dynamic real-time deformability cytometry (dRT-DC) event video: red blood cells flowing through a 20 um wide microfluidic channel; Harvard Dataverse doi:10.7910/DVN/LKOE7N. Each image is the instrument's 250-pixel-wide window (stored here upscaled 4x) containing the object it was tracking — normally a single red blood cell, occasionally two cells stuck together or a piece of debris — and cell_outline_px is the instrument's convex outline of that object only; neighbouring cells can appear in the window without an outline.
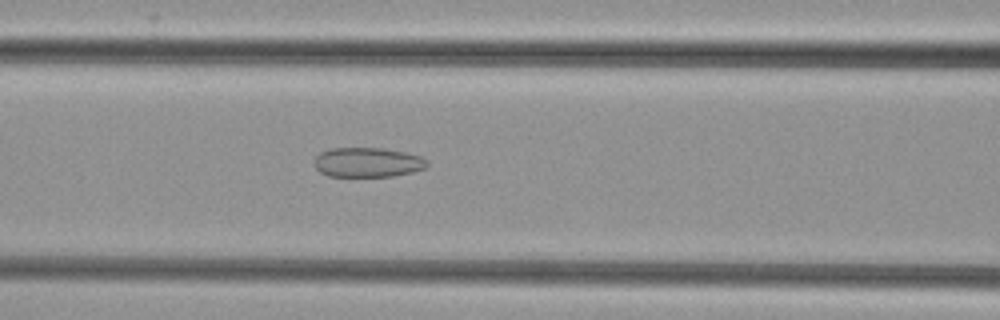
{"species": "common noctule bat (a hibernating species)", "species_latin": "Nyctalus noctula", "temperature_condition": "cold", "stored_images_in_passage": 46, "camera_frame_rate_fps": 3000, "um_per_image_px": 0.085, "animal": {"sex": "female", "body_mass_g": 29.2, "forearm_length_mm": 56.3}, "frame": {"image": 1, "passage_image": 23, "time_ms": 7.333, "image_size_px": [1000, 320], "cell_outline_px": [[428, 164], [424, 168], [412, 172], [392, 176], [328, 176], [320, 172], [316, 168], [316, 156], [320, 152], [332, 148], [384, 148], [404, 152], [420, 156], [428, 160]], "centroid_in_image_um": [31.26, 13.79], "position_along_channel_um": 135.3, "area_um2": 19.36}}
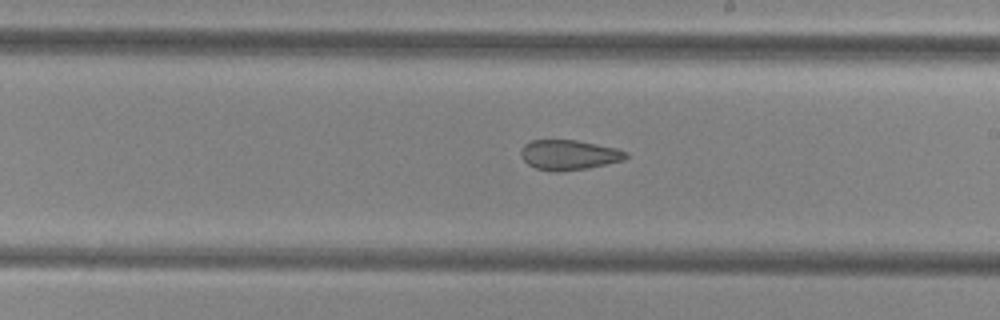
{"frame": {"image": 2, "passage_image": 31, "time_ms": 10.0, "image_size_px": [1000, 320], "cell_outline_px": [[628, 156], [624, 160], [588, 168], [560, 172], [552, 172], [536, 168], [528, 164], [520, 156], [520, 152], [524, 144], [532, 140], [576, 140], [616, 148], [628, 152]], "centroid_in_image_um": [48.35, 13.17], "position_along_channel_um": 240.7, "area_um2": 18.44}}
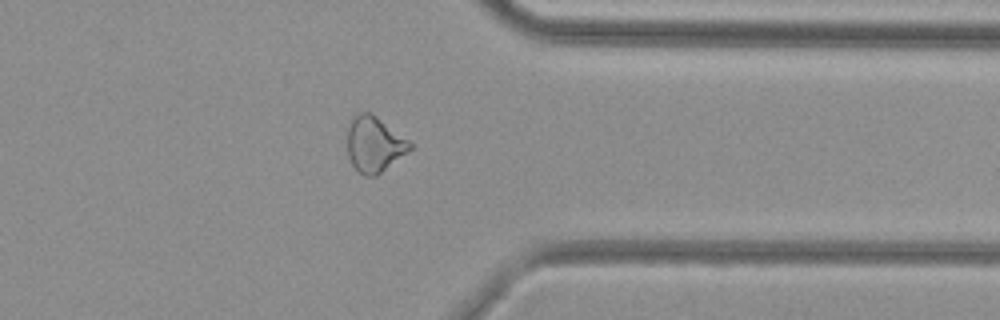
{"frame": {"image": 3, "passage_image": 42, "time_ms": 13.667, "image_size_px": [1000, 320], "cell_outline_px": [[412, 148], [408, 152], [376, 176], [364, 176], [352, 164], [348, 156], [348, 120], [356, 112], [372, 112], [408, 140], [412, 144]], "centroid_in_image_um": [31.79, 12.23], "position_along_channel_um": 379.6, "area_um2": 20.35}}